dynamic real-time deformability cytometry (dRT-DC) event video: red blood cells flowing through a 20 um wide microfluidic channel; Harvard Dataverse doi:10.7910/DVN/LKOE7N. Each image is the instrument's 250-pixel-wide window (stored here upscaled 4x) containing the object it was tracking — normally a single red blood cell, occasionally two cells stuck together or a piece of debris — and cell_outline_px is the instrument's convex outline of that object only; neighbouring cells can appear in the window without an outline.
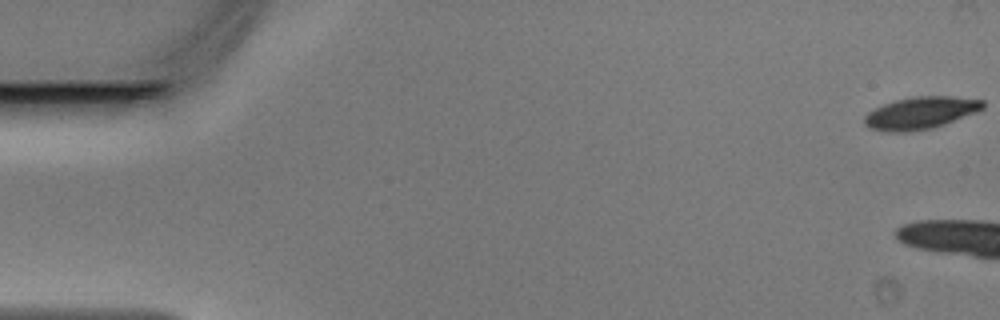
{"species": "Egyptian fruit bat (a non-hibernating species)", "species_latin": "Rousettus aegyptiacus", "temperature_condition": "warm", "stored_images_in_passage": 5, "camera_frame_rate_fps": 3000, "um_per_image_px": 0.085, "animal": {"sex": "male"}, "frame": {"image": 1, "passage_image": 1, "time_ms": 0.0, "image_size_px": [1000, 320], "cell_outline_px": [[984, 108], [976, 112], [944, 124], [928, 128], [904, 132], [888, 132], [868, 128], [864, 124], [864, 116], [868, 112], [884, 104], [896, 100], [912, 96], [952, 96], [984, 100]], "centroid_in_image_um": [78.23, 9.59], "position_along_channel_um": 6.8, "area_um2": 22.08}}